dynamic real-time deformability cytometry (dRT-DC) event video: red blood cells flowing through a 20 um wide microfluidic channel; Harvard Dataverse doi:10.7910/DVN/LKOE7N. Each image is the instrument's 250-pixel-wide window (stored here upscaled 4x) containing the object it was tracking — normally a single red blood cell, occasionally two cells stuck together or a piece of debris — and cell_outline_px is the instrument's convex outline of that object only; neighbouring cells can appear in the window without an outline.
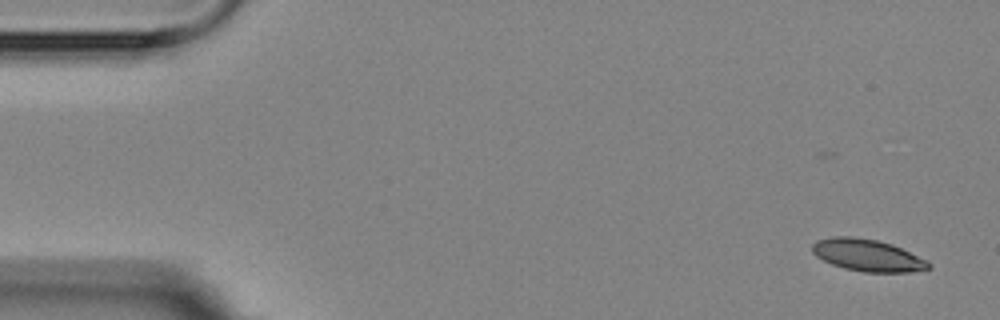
{"species": "Egyptian fruit bat (a non-hibernating species)", "species_latin": "Rousettus aegyptiacus", "temperature_condition": "room temperature", "stored_images_in_passage": 6, "camera_frame_rate_fps": 3000, "um_per_image_px": 0.085, "animal": {"sex": "female"}, "frame": {"image": 1, "passage_image": 1, "time_ms": 0.0, "image_size_px": [1000, 320], "cell_outline_px": [[932, 268], [908, 272], [864, 272], [844, 268], [832, 264], [816, 256], [812, 252], [812, 244], [816, 240], [832, 236], [852, 236], [876, 240], [892, 244], [928, 260], [932, 264]], "centroid_in_image_um": [73.75, 21.69], "position_along_channel_um": 11.3, "area_um2": 21.79}}
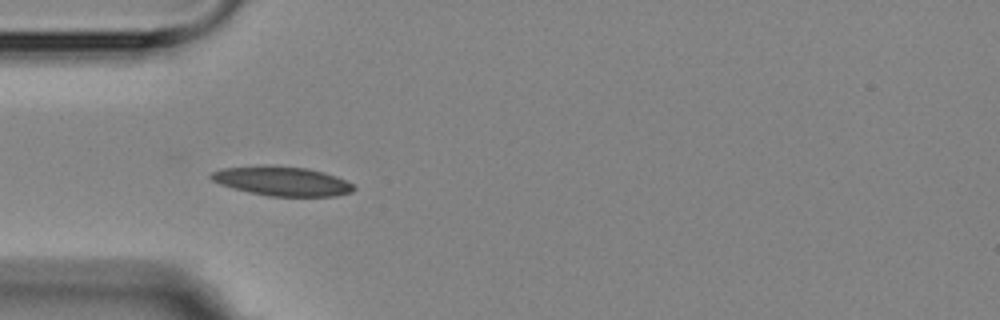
{"frame": {"image": 2, "passage_image": 5, "time_ms": 4.667, "image_size_px": [1000, 320], "cell_outline_px": [[356, 188], [352, 192], [336, 196], [268, 196], [220, 184], [212, 180], [208, 176], [212, 172], [220, 168], [260, 164], [272, 164], [308, 168], [324, 172], [336, 176], [352, 184]], "centroid_in_image_um": [23.96, 15.36], "position_along_channel_um": 61.0, "area_um2": 24.62}}
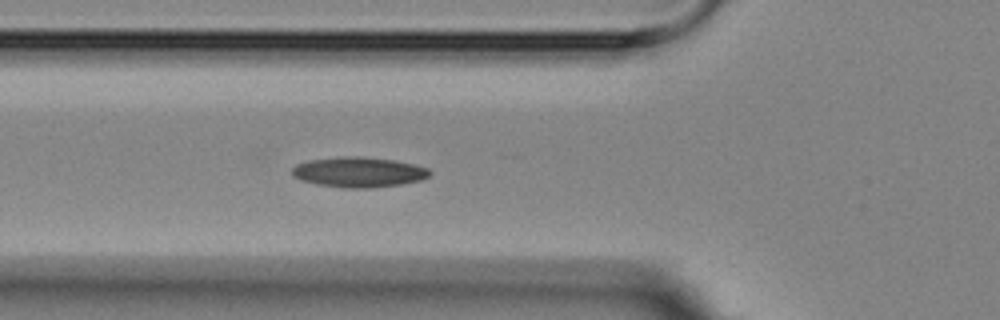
{"frame": {"image": 3, "passage_image": 6, "time_ms": 5.667, "image_size_px": [1000, 320], "cell_outline_px": [[432, 172], [428, 176], [420, 180], [400, 184], [368, 188], [344, 188], [316, 184], [300, 180], [292, 176], [292, 168], [296, 164], [308, 160], [340, 156], [364, 156], [396, 160], [428, 168]], "centroid_in_image_um": [30.45, 14.62], "position_along_channel_um": 95.4, "area_um2": 24.39}}